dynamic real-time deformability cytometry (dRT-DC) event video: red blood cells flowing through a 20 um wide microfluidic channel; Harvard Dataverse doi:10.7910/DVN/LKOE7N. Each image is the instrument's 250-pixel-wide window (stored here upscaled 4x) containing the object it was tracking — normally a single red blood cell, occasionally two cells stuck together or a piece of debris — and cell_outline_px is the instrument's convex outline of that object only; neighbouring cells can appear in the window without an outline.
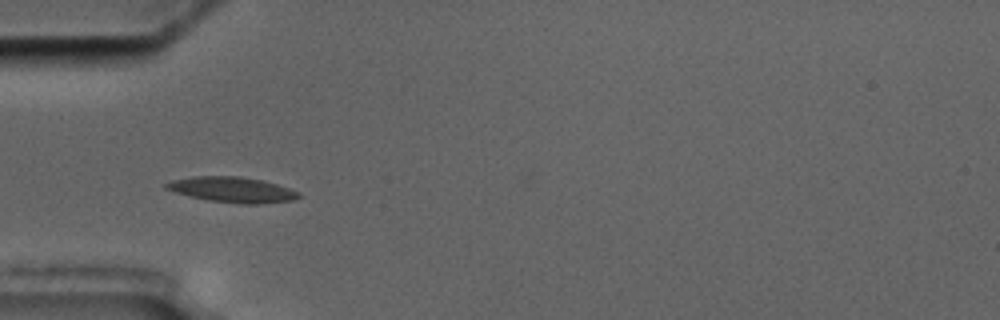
{"species": "common noctule bat (a hibernating species)", "species_latin": "Nyctalus noctula", "temperature_condition": "cold", "stored_images_in_passage": 6, "camera_frame_rate_fps": 3000, "um_per_image_px": 0.085, "animal": {"sex": "male", "body_mass_g": 17.5, "forearm_length_mm": 52.3}, "frame": {"image": 1, "passage_image": 5, "time_ms": 4.667, "image_size_px": [1000, 320], "cell_outline_px": [[300, 196], [296, 200], [260, 204], [240, 204], [208, 200], [176, 192], [164, 188], [164, 184], [172, 180], [192, 176], [240, 176], [264, 180], [300, 192]], "centroid_in_image_um": [19.77, 16.12], "position_along_channel_um": 65.2, "area_um2": 19.71}}